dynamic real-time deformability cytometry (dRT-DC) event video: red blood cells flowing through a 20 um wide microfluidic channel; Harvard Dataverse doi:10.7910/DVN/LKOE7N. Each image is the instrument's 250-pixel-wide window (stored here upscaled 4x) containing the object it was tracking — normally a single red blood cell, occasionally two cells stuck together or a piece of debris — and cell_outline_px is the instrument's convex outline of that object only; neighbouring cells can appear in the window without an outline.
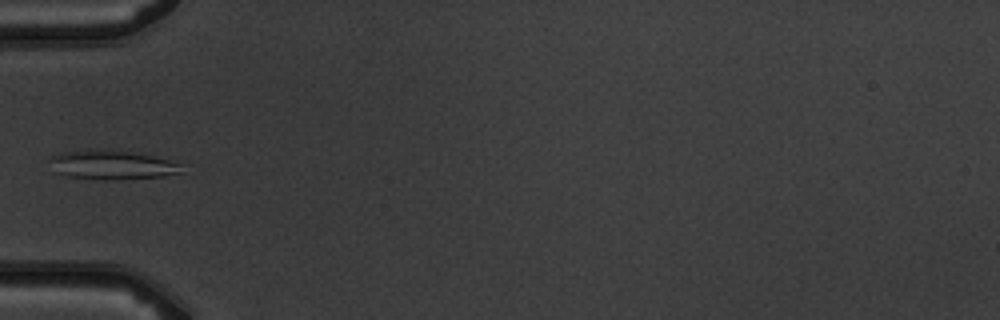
{"species": "common noctule bat (a hibernating species)", "species_latin": "Nyctalus noctula", "temperature_condition": "warm", "stored_images_in_passage": 5, "camera_frame_rate_fps": 3000, "um_per_image_px": 0.085, "animal": {"sex": "male", "body_mass_g": 19.5, "forearm_length_mm": 54.6}, "frame": {"image": 1, "passage_image": 5, "time_ms": 4.333, "image_size_px": [1000, 320], "cell_outline_px": [[184, 164], [180, 172], [164, 176], [108, 180], [104, 180], [68, 176], [52, 172], [48, 160], [48, 156], [60, 152], [92, 148], [112, 148], [152, 156]], "centroid_in_image_um": [9.41, 13.98], "position_along_channel_um": 75.6, "area_um2": 23.06}}